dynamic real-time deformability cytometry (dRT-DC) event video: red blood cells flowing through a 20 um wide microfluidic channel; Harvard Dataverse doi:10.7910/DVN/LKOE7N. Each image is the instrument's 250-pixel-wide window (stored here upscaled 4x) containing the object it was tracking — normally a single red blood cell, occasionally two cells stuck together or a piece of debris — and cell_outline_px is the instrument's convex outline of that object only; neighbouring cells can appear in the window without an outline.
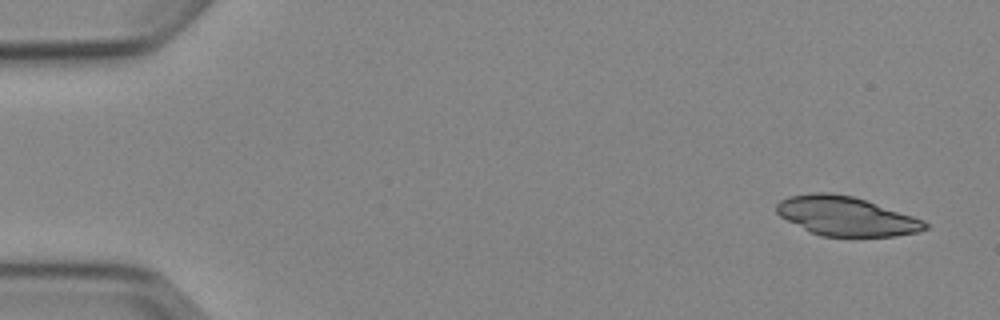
{"species": "Egyptian fruit bat (a non-hibernating species)", "species_latin": "Rousettus aegyptiacus", "temperature_condition": "cold", "stored_images_in_passage": 9, "camera_frame_rate_fps": 3000, "um_per_image_px": 0.085, "animal": {"sex": "female"}, "frame": {"image": 1, "passage_image": 1, "time_ms": 0.0, "image_size_px": [1000, 320], "cell_outline_px": [[928, 228], [920, 232], [896, 236], [820, 236], [780, 216], [776, 212], [776, 204], [780, 200], [788, 196], [812, 192], [832, 192], [852, 196], [924, 220], [928, 224]], "centroid_in_image_um": [71.91, 18.37], "position_along_channel_um": 13.1, "area_um2": 33.64}}
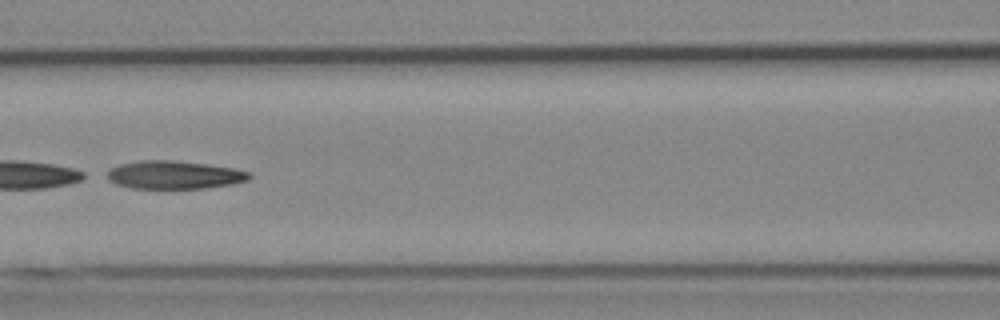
{"frame": {"image": 2, "passage_image": 7, "time_ms": 7.0, "image_size_px": [1000, 320], "cell_outline_px": [[252, 176], [248, 180], [232, 184], [208, 188], [132, 188], [116, 184], [108, 180], [108, 172], [112, 168], [120, 164], [140, 160], [176, 160], [208, 164], [232, 168], [252, 172]], "centroid_in_image_um": [14.85, 14.86], "position_along_channel_um": 151.8, "area_um2": 23.35}}
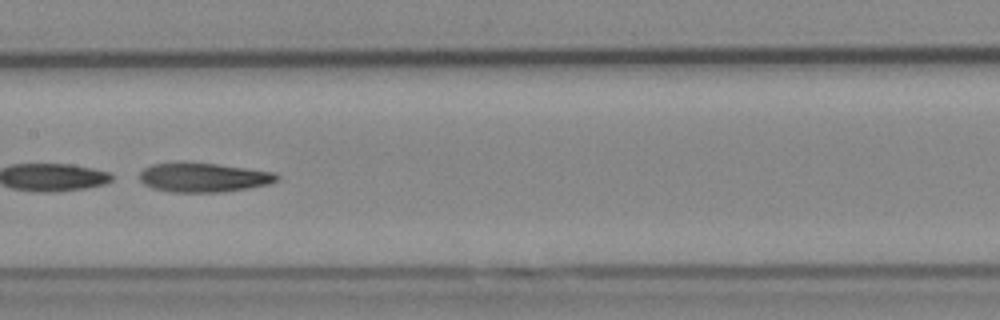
{"frame": {"image": 3, "passage_image": 8, "time_ms": 8.0, "image_size_px": [1000, 320], "cell_outline_px": [[280, 180], [268, 184], [248, 188], [220, 192], [168, 192], [152, 188], [144, 184], [140, 180], [140, 172], [144, 168], [152, 164], [180, 160], [216, 164], [276, 172], [280, 176]], "centroid_in_image_um": [17.27, 15.06], "position_along_channel_um": 190.1, "area_um2": 23.93}}